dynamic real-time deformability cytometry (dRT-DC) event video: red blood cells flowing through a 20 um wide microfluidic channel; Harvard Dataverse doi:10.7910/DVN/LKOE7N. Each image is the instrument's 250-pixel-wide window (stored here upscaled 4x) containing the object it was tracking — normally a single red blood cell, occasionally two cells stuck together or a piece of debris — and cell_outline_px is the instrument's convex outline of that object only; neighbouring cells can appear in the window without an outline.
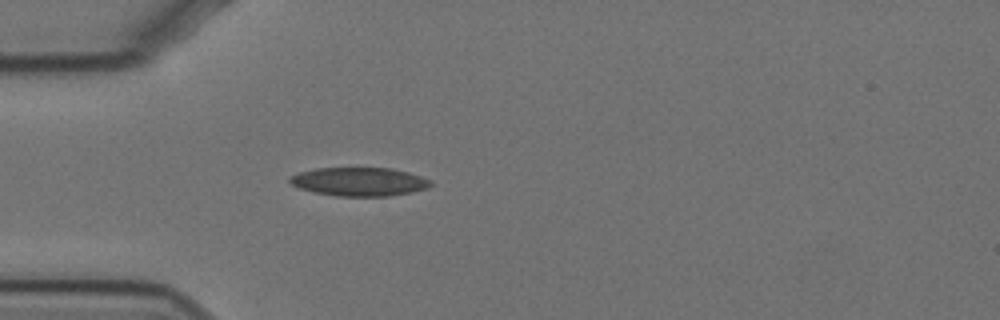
{"species": "Egyptian fruit bat (a non-hibernating species)", "species_latin": "Rousettus aegyptiacus", "temperature_condition": "cold", "stored_images_in_passage": 42, "camera_frame_rate_fps": 3000, "um_per_image_px": 0.085, "animal": {"sex": "female"}, "frame": {"image": 1, "passage_image": 1, "time_ms": 0.0, "image_size_px": [1000, 320], "cell_outline_px": [[432, 184], [428, 188], [412, 192], [388, 196], [336, 196], [312, 192], [300, 188], [292, 184], [288, 180], [288, 176], [296, 172], [316, 168], [392, 168], [408, 172], [432, 180]], "centroid_in_image_um": [30.51, 15.44], "position_along_channel_um": 54.5, "area_um2": 23.7}}
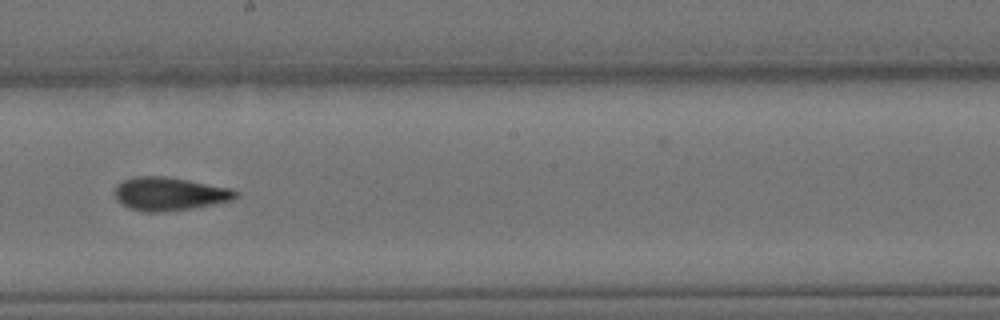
{"frame": {"image": 2, "passage_image": 17, "time_ms": 5.333, "image_size_px": [1000, 320], "cell_outline_px": [[236, 196], [232, 200], [192, 208], [160, 212], [144, 212], [128, 208], [120, 204], [116, 200], [116, 184], [124, 180], [136, 176], [164, 176], [188, 180], [232, 188], [236, 192]], "centroid_in_image_um": [14.36, 16.48], "position_along_channel_um": 233.8, "area_um2": 23.35}}
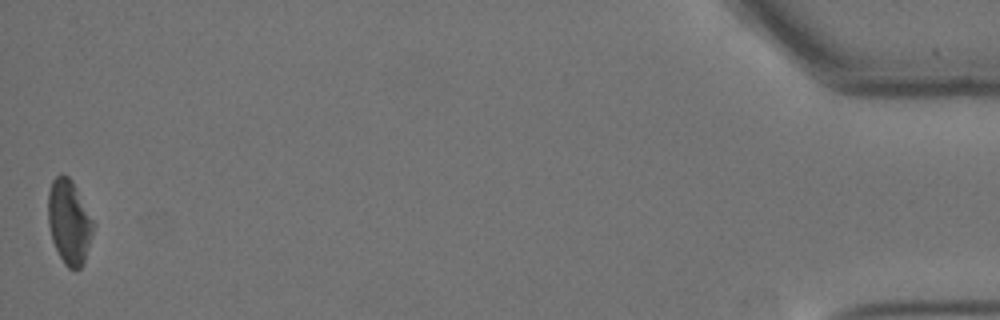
{"frame": {"image": 3, "passage_image": 42, "time_ms": 13.667, "image_size_px": [1000, 320], "cell_outline_px": [[96, 224], [84, 260], [80, 268], [76, 272], [68, 268], [64, 264], [52, 240], [48, 224], [48, 192], [52, 180], [60, 172], [68, 176], [72, 180]], "centroid_in_image_um": [5.88, 18.85], "position_along_channel_um": 429.3, "area_um2": 22.48}, "authors_computed_cell_mechanics": {"area_um2": 22.8888, "velocity_mm_per_s": 3.4771, "shape_relaxation_time_tau1_ms": 10.8444, "shape_relaxation_time_tau2_ms": 3.916, "deformation_change_tau1": 0.2004, "deformation_change_tau2": 0.0942}}